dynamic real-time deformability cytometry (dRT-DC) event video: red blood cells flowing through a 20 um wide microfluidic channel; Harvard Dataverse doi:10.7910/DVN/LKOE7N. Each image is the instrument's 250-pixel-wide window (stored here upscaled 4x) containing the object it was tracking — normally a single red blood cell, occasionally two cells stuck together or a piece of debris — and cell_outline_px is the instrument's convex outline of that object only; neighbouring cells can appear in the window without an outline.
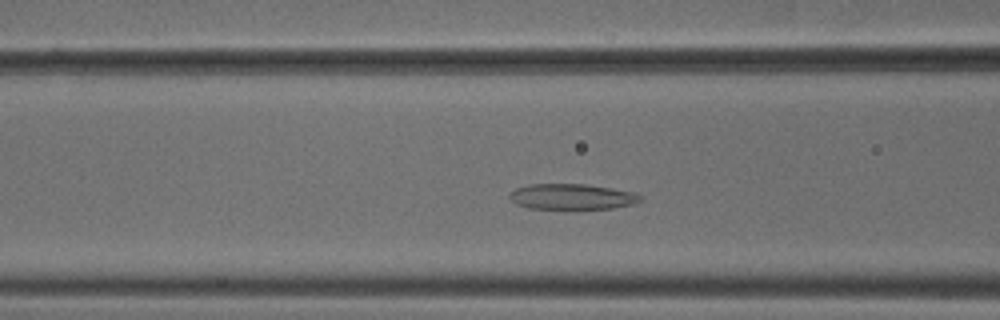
{"species": "common noctule bat (a hibernating species)", "species_latin": "Nyctalus noctula", "temperature_condition": "cold", "stored_images_in_passage": 46, "camera_frame_rate_fps": 3000, "um_per_image_px": 0.085, "animal": {"sex": "male", "body_mass_g": 18.8}, "frame": {"image": 1, "passage_image": 14, "time_ms": 4.333, "image_size_px": [1000, 320], "cell_outline_px": [[644, 196], [640, 200], [632, 204], [612, 208], [528, 208], [516, 204], [508, 196], [508, 192], [516, 188], [528, 184], [584, 184], [636, 192]], "centroid_in_image_um": [48.59, 16.7], "position_along_channel_um": 118.0, "area_um2": 19.42}}
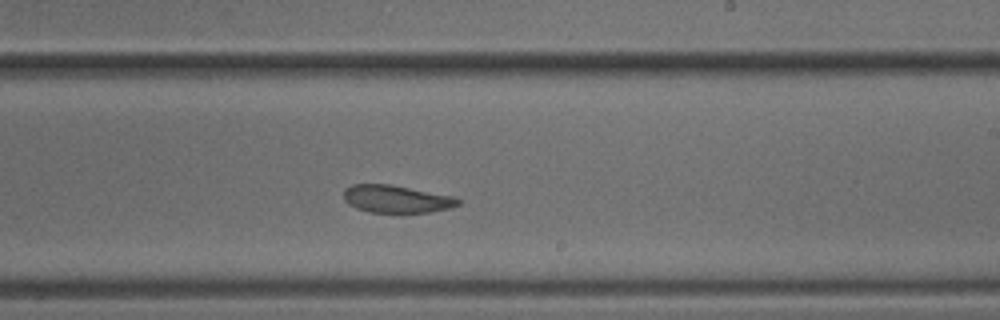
{"frame": {"image": 2, "passage_image": 25, "time_ms": 8.0, "image_size_px": [1000, 320], "cell_outline_px": [[460, 204], [448, 208], [428, 212], [368, 212], [356, 208], [348, 204], [344, 200], [344, 188], [352, 184], [388, 184], [456, 196], [460, 200]], "centroid_in_image_um": [33.68, 16.9], "position_along_channel_um": 255.3, "area_um2": 18.38}}
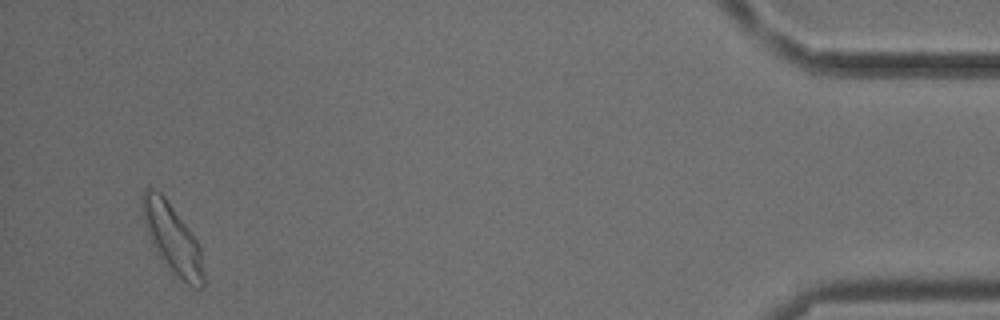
{"frame": {"image": 3, "passage_image": 44, "time_ms": 14.333, "image_size_px": [1000, 320], "cell_outline_px": [[204, 284], [200, 288], [196, 288], [188, 284], [160, 256], [152, 244], [148, 232], [144, 216], [144, 192], [148, 184], [160, 192], [164, 196], [188, 228], [196, 240], [200, 248], [204, 276]], "centroid_in_image_um": [14.68, 20.25], "position_along_channel_um": 420.5, "area_um2": 23.29}, "authors_computed_cell_mechanics": {"area_um2": 20.8947, "velocity_mm_per_s": 3.7418, "shape_relaxation_time_tau1_ms": null, "shape_relaxation_time_tau2_ms": 2.2776, "deformation_change_tau1": null, "deformation_change_tau2": 0.0709}}